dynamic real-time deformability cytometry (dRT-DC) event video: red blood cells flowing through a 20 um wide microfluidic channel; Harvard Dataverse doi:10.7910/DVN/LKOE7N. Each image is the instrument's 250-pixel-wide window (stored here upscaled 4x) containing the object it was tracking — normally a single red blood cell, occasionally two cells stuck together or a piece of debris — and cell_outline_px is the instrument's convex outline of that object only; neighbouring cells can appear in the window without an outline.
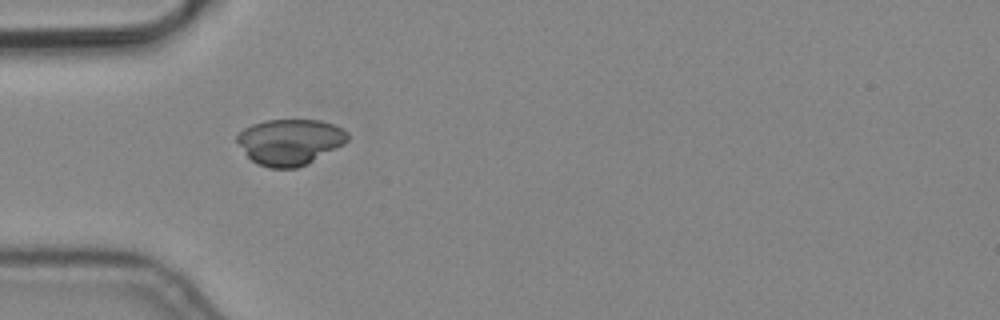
{"species": "common noctule bat (a hibernating species)", "species_latin": "Nyctalus noctula", "temperature_condition": "cold", "stored_images_in_passage": 4, "camera_frame_rate_fps": 3000, "um_per_image_px": 0.085, "animal": {"sex": "male", "body_mass_g": 19.2, "forearm_length_mm": 51.8}, "frame": {"image": 1, "passage_image": 1, "time_ms": 0.0, "image_size_px": [1000, 320], "cell_outline_px": [[348, 140], [344, 144], [308, 164], [296, 168], [268, 168], [256, 164], [248, 156], [236, 140], [236, 136], [244, 128], [252, 124], [264, 120], [320, 120], [344, 128], [348, 132]], "centroid_in_image_um": [24.65, 12.06], "position_along_channel_um": 60.3, "area_um2": 29.71}}
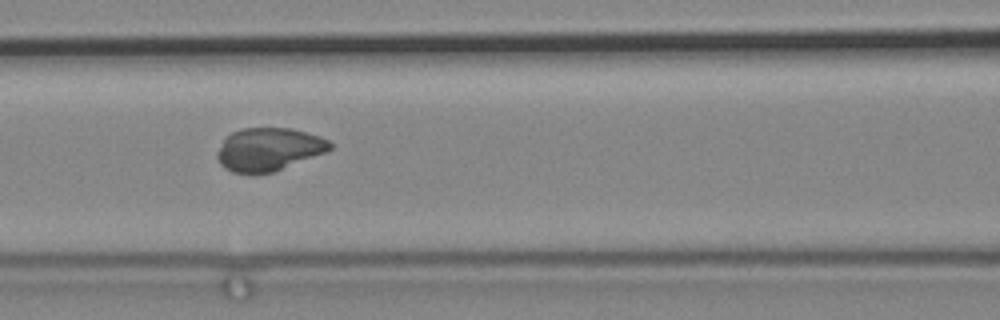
{"frame": {"image": 2, "passage_image": 3, "time_ms": 0.667, "image_size_px": [1000, 320], "cell_outline_px": [[332, 148], [328, 152], [272, 172], [256, 176], [252, 176], [232, 172], [224, 168], [220, 164], [216, 156], [216, 152], [224, 136], [232, 132], [244, 128], [292, 128], [320, 136], [328, 140], [332, 144]], "centroid_in_image_um": [22.8, 12.72], "position_along_channel_um": 143.8, "area_um2": 28.96}}
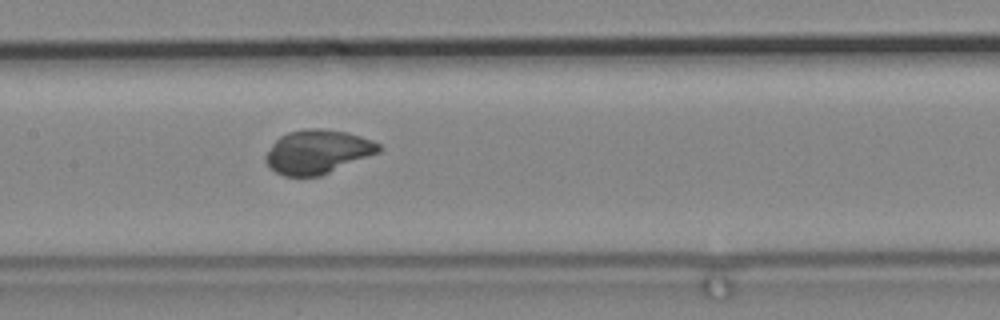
{"frame": {"image": 3, "passage_image": 4, "time_ms": 1.0, "image_size_px": [1000, 320], "cell_outline_px": [[384, 148], [380, 152], [320, 176], [284, 176], [268, 168], [264, 160], [264, 156], [272, 144], [280, 136], [288, 132], [304, 128], [324, 128], [348, 132], [372, 140], [380, 144]], "centroid_in_image_um": [26.98, 12.89], "position_along_channel_um": 180.4, "area_um2": 29.25}}